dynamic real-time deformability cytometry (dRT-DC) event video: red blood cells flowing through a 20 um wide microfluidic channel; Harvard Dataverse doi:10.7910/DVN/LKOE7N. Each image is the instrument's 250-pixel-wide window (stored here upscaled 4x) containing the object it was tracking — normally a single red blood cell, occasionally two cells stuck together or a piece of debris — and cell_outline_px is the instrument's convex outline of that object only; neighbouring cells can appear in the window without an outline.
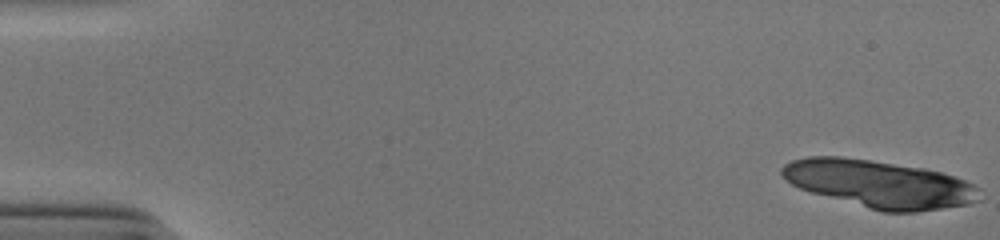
{"species": "human", "species_latin": "Homo sapiens", "temperature_condition": "cold", "stored_images_in_passage": 17, "camera_frame_rate_fps": 3000, "um_per_image_px": 0.085, "donor": {"sex": "male"}, "frame": {"image": 1, "passage_image": 1, "time_ms": 0.0, "image_size_px": [1000, 240], "cell_outline_px": [[984, 200], [968, 204], [916, 212], [884, 212], [868, 208], [812, 192], [800, 188], [792, 184], [780, 172], [780, 168], [784, 164], [792, 160], [808, 156], [840, 156], [924, 168], [956, 176], [980, 188]], "centroid_in_image_um": [74.8, 15.64], "position_along_channel_um": 10.2, "area_um2": 54.62}}